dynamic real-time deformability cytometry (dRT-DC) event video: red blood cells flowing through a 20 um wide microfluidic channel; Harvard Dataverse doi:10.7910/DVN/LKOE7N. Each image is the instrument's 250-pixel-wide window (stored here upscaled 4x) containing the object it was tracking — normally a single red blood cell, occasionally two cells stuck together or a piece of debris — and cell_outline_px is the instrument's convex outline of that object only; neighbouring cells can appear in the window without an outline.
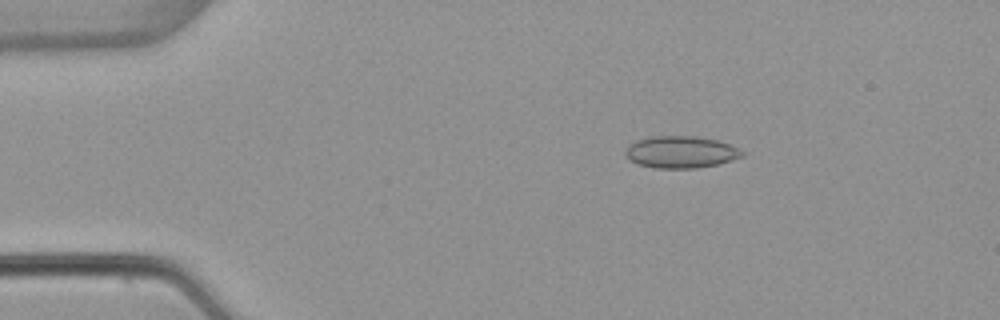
{"species": "common noctule bat (a hibernating species)", "species_latin": "Nyctalus noctula", "temperature_condition": "warm", "stored_images_in_passage": 52, "camera_frame_rate_fps": 3000, "um_per_image_px": 0.085, "animal": {"sex": "female", "body_mass_g": 22.7, "forearm_length_mm": 54.2}, "frame": {"image": 1, "passage_image": 9, "time_ms": 2.667, "image_size_px": [1000, 320], "cell_outline_px": [[744, 156], [720, 164], [696, 168], [656, 168], [640, 164], [632, 160], [624, 152], [624, 148], [628, 144], [636, 140], [652, 136], [696, 136], [716, 140], [728, 144], [744, 152]], "centroid_in_image_um": [57.86, 12.92], "position_along_channel_um": 27.1, "area_um2": 21.68}}
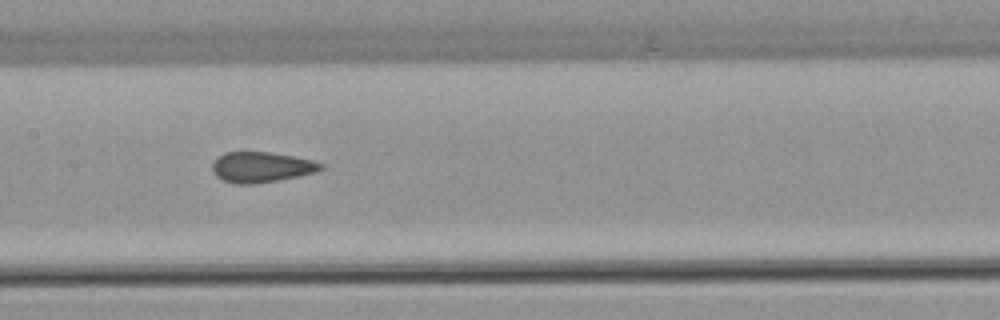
{"frame": {"image": 2, "passage_image": 26, "time_ms": 8.333, "image_size_px": [1000, 320], "cell_outline_px": [[324, 168], [316, 172], [276, 180], [252, 184], [236, 184], [224, 180], [216, 176], [212, 172], [212, 164], [224, 152], [268, 152], [292, 156], [312, 160], [324, 164]], "centroid_in_image_um": [22.21, 14.2], "position_along_channel_um": 185.2, "area_um2": 19.02}}
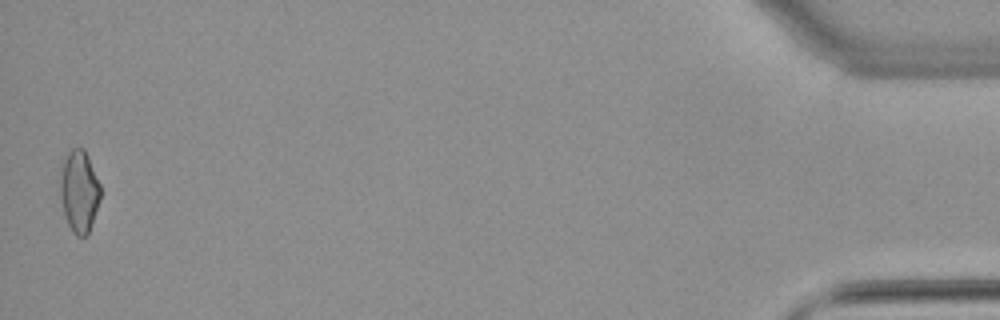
{"frame": {"image": 3, "passage_image": 52, "time_ms": 17.0, "image_size_px": [1000, 320], "cell_outline_px": [[100, 200], [88, 232], [84, 236], [76, 236], [72, 232], [64, 216], [60, 196], [60, 176], [64, 160], [68, 152], [72, 148], [84, 148], [88, 156], [100, 184]], "centroid_in_image_um": [6.72, 16.25], "position_along_channel_um": 428.5, "area_um2": 19.13}, "authors_computed_cell_mechanics": {"area_um2": 19.6809, "velocity_mm_per_s": 3.9016, "shape_relaxation_time_tau1_ms": null, "shape_relaxation_time_tau2_ms": 1.4557, "deformation_change_tau1": null, "deformation_change_tau2": 0.0728}}